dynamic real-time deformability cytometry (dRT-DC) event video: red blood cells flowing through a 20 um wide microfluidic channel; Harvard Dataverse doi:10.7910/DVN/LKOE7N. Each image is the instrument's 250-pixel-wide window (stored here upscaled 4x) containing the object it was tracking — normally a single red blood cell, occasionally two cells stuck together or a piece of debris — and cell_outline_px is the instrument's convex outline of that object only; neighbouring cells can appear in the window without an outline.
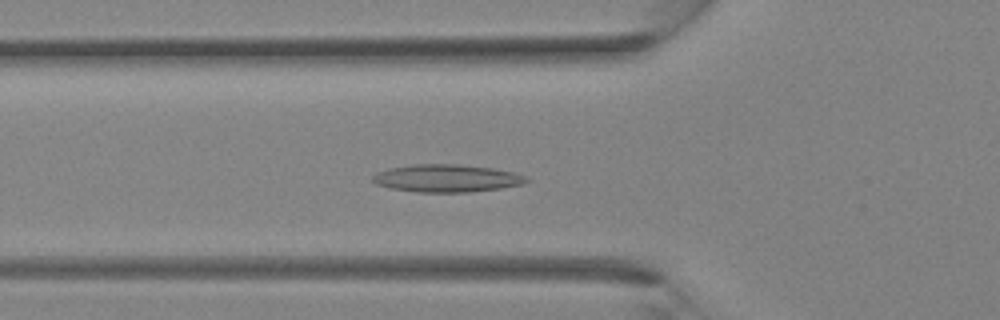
{"species": "Egyptian fruit bat (a non-hibernating species)", "species_latin": "Rousettus aegyptiacus", "temperature_condition": "room temperature", "stored_images_in_passage": 27, "camera_frame_rate_fps": 3000, "um_per_image_px": 0.085, "animal": {"sex": "female"}, "frame": {"image": 1, "passage_image": 4, "time_ms": 1.0, "image_size_px": [1000, 320], "cell_outline_px": [[532, 180], [524, 184], [500, 188], [468, 192], [420, 192], [392, 188], [376, 184], [372, 180], [372, 176], [376, 172], [388, 168], [412, 164], [456, 164], [492, 168], [512, 172], [524, 176]], "centroid_in_image_um": [37.96, 15.15], "position_along_channel_um": 87.8, "area_um2": 24.68}}
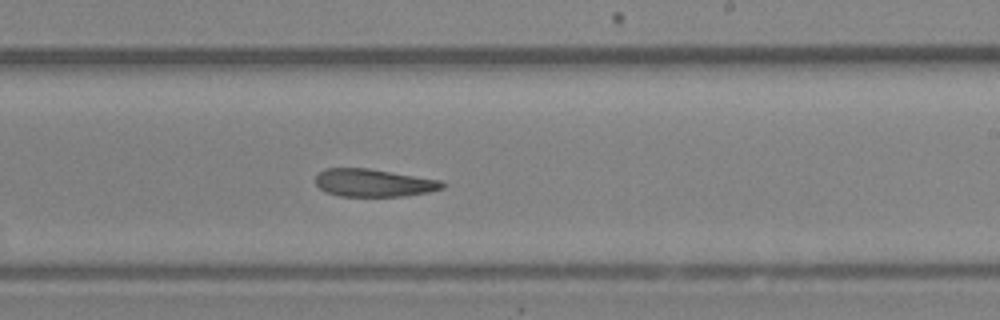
{"frame": {"image": 2, "passage_image": 13, "time_ms": 4.0, "image_size_px": [1000, 320], "cell_outline_px": [[448, 184], [444, 188], [428, 192], [404, 196], [336, 196], [324, 192], [316, 184], [316, 176], [324, 168], [368, 168], [444, 180]], "centroid_in_image_um": [31.8, 15.54], "position_along_channel_um": 257.2, "area_um2": 20.81}}
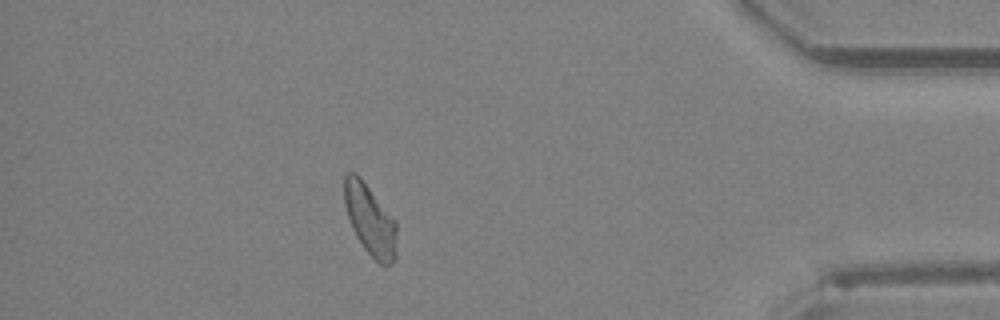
{"frame": {"image": 3, "passage_image": 23, "time_ms": 7.333, "image_size_px": [1000, 320], "cell_outline_px": [[396, 260], [392, 264], [380, 264], [364, 248], [356, 236], [352, 228], [344, 204], [344, 176], [348, 172], [356, 172], [360, 176], [396, 220]], "centroid_in_image_um": [31.46, 18.67], "position_along_channel_um": 403.7, "area_um2": 21.73}}